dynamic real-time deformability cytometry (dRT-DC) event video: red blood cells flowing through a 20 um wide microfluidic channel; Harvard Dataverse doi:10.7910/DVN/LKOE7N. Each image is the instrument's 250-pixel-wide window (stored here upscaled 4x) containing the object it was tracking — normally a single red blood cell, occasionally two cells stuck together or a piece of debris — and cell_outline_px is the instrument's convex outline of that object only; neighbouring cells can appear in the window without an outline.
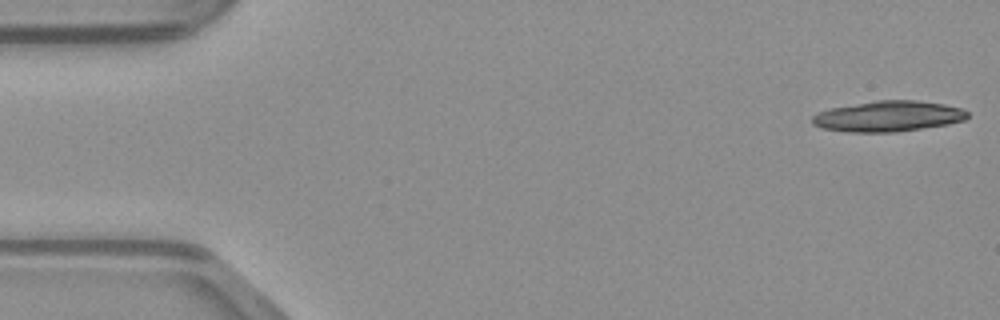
{"species": "common noctule bat (a hibernating species)", "species_latin": "Nyctalus noctula", "temperature_condition": "warm", "stored_images_in_passage": 23, "camera_frame_rate_fps": 3000, "um_per_image_px": 0.085, "animal": {"sex": "male", "body_mass_g": 23.1, "forearm_length_mm": 52.7}, "frame": {"image": 1, "passage_image": 1, "time_ms": 0.0, "image_size_px": [1000, 320], "cell_outline_px": [[968, 116], [964, 120], [948, 124], [896, 132], [848, 132], [820, 128], [812, 124], [812, 116], [816, 112], [828, 108], [876, 100], [916, 100], [944, 104], [960, 108], [968, 112]], "centroid_in_image_um": [75.44, 9.88], "position_along_channel_um": 9.6, "area_um2": 27.92}}